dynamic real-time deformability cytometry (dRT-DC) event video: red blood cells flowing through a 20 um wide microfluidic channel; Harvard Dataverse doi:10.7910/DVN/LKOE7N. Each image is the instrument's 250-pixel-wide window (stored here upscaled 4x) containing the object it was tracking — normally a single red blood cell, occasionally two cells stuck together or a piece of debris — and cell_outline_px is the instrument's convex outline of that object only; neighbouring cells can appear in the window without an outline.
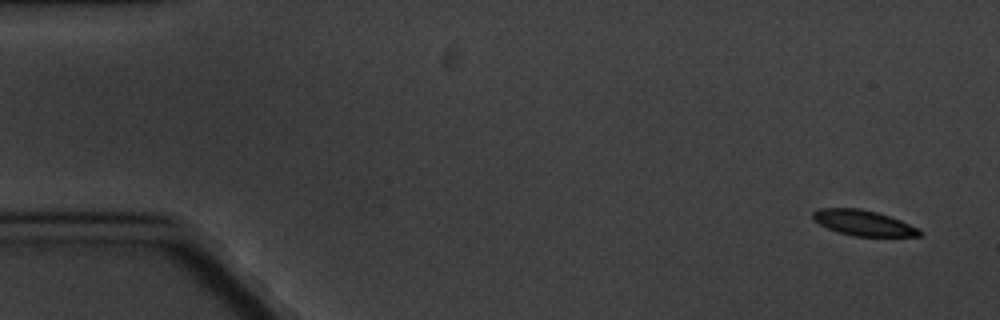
{"species": "common noctule bat (a hibernating species)", "species_latin": "Nyctalus noctula", "temperature_condition": "cold", "stored_images_in_passage": 9, "camera_frame_rate_fps": 3000, "um_per_image_px": 0.085, "animal": {"sex": "male", "body_mass_g": 20.1, "forearm_length_mm": 53.5}, "frame": {"image": 1, "passage_image": 1, "time_ms": 0.0, "image_size_px": [1000, 320], "cell_outline_px": [[924, 232], [920, 236], [852, 236], [836, 232], [820, 224], [812, 216], [812, 212], [820, 208], [860, 208], [876, 212], [900, 220], [920, 228]], "centroid_in_image_um": [73.41, 18.95], "position_along_channel_um": 11.6, "area_um2": 15.84}}
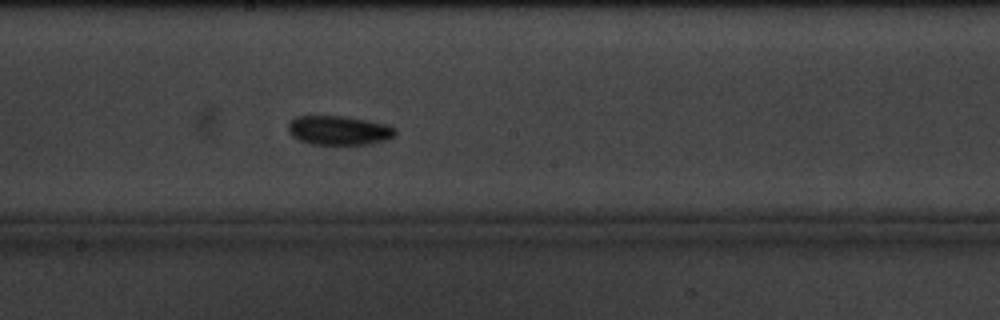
{"frame": {"image": 2, "passage_image": 9, "time_ms": 10.0, "image_size_px": [1000, 320], "cell_outline_px": [[396, 136], [364, 144], [312, 144], [300, 140], [292, 136], [288, 132], [288, 124], [296, 116], [344, 116], [388, 124], [396, 128]], "centroid_in_image_um": [28.79, 11.06], "position_along_channel_um": 219.4, "area_um2": 18.03}}